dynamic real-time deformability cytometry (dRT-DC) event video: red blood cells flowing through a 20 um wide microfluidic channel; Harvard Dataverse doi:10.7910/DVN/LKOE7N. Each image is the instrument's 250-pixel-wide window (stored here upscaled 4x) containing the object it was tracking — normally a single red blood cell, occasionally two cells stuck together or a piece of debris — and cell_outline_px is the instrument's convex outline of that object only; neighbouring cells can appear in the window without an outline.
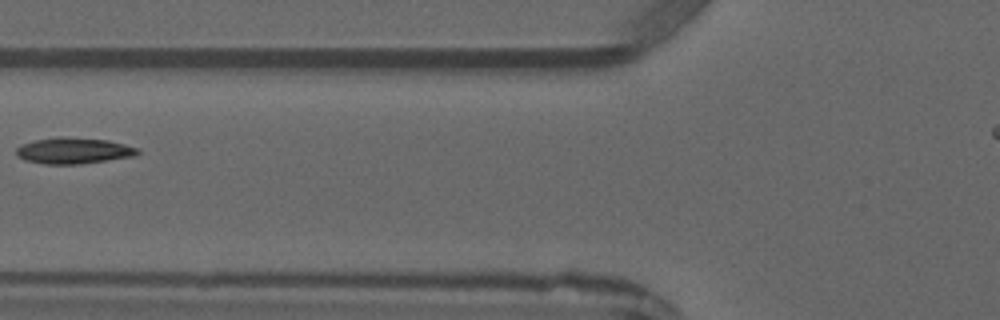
{"species": "common noctule bat (a hibernating species)", "species_latin": "Nyctalus noctula", "temperature_condition": "warm", "stored_images_in_passage": 4, "camera_frame_rate_fps": 3000, "um_per_image_px": 0.085, "animal": {"sex": "male", "forearm_length_mm": 52.5}, "frame": {"image": 1, "passage_image": 4, "time_ms": 3.333, "image_size_px": [1000, 320], "cell_outline_px": [[140, 152], [136, 156], [80, 164], [44, 164], [24, 160], [16, 156], [16, 148], [24, 144], [36, 140], [56, 136], [60, 136], [108, 140], [124, 144], [136, 148]], "centroid_in_image_um": [6.24, 12.81], "position_along_channel_um": 119.6, "area_um2": 18.5}}